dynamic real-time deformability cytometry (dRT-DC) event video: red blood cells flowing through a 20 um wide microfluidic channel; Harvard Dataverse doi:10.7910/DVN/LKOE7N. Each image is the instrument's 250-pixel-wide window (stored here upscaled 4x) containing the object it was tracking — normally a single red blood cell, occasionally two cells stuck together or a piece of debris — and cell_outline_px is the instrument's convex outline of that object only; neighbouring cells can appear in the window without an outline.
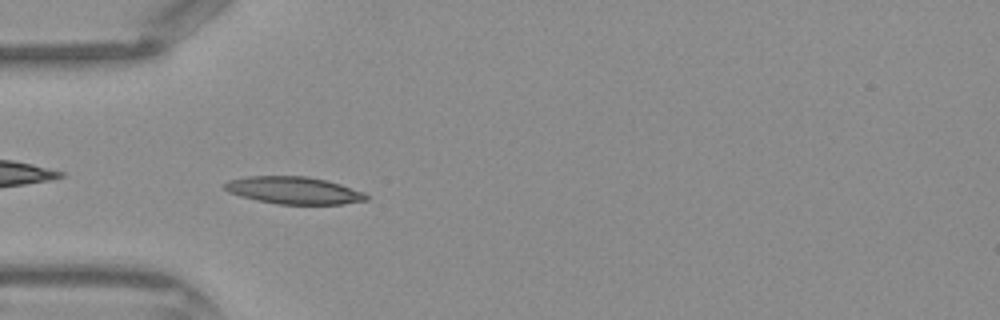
{"species": "Egyptian fruit bat (a non-hibernating species)", "species_latin": "Rousettus aegyptiacus", "temperature_condition": "warm", "stored_images_in_passage": 10, "camera_frame_rate_fps": 3000, "um_per_image_px": 0.085, "frame": {"image": 1, "passage_image": 7, "time_ms": 2.0, "image_size_px": [1000, 320], "cell_outline_px": [[368, 200], [344, 204], [280, 204], [256, 200], [240, 196], [228, 192], [224, 188], [224, 184], [228, 180], [248, 176], [308, 176], [340, 184], [364, 192], [368, 196]], "centroid_in_image_um": [24.97, 16.18], "position_along_channel_um": 60.0, "area_um2": 22.48}}